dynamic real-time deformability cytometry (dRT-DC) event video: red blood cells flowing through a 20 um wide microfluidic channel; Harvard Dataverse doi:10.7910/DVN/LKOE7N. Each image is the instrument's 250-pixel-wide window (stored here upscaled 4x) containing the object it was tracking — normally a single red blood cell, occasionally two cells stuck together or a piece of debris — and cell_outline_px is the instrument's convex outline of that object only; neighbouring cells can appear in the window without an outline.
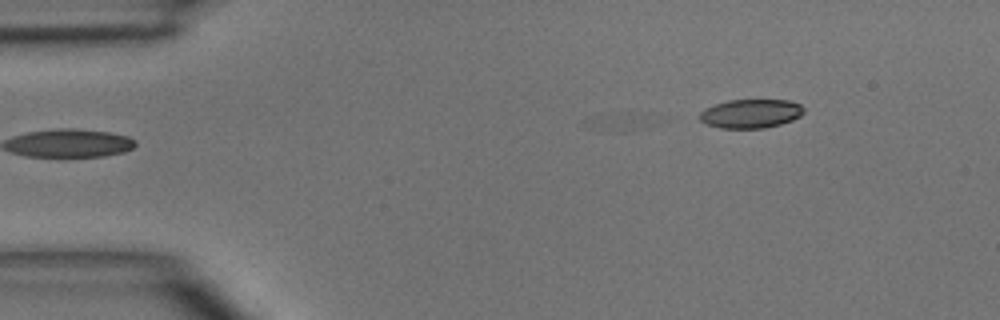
{"species": "common noctule bat (a hibernating species)", "species_latin": "Nyctalus noctula", "temperature_condition": "room temperature", "stored_images_in_passage": 2, "camera_frame_rate_fps": 3000, "um_per_image_px": 0.085, "animal": {"sex": "male", "body_mass_g": 15.6}, "frame": {"image": 1, "passage_image": 2, "time_ms": 1.0, "image_size_px": [1000, 320], "cell_outline_px": [[804, 112], [800, 116], [792, 120], [780, 124], [764, 128], [720, 128], [708, 124], [700, 120], [700, 112], [704, 108], [728, 100], [788, 100], [800, 104], [804, 108]], "centroid_in_image_um": [63.83, 9.65], "position_along_channel_um": 21.2, "area_um2": 17.46}}